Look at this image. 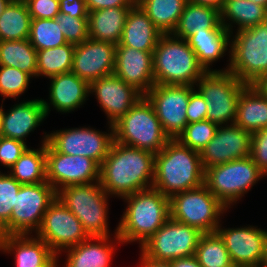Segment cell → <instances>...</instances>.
Segmentation results:
<instances>
[{"instance_id": "cell-17", "label": "cell", "mask_w": 267, "mask_h": 267, "mask_svg": "<svg viewBox=\"0 0 267 267\" xmlns=\"http://www.w3.org/2000/svg\"><path fill=\"white\" fill-rule=\"evenodd\" d=\"M216 232L222 238L234 265L241 267H260L267 239V231L257 226L221 228Z\"/></svg>"}, {"instance_id": "cell-11", "label": "cell", "mask_w": 267, "mask_h": 267, "mask_svg": "<svg viewBox=\"0 0 267 267\" xmlns=\"http://www.w3.org/2000/svg\"><path fill=\"white\" fill-rule=\"evenodd\" d=\"M56 197L57 192L47 181L21 185L10 220L0 230V236L36 233L44 213Z\"/></svg>"}, {"instance_id": "cell-30", "label": "cell", "mask_w": 267, "mask_h": 267, "mask_svg": "<svg viewBox=\"0 0 267 267\" xmlns=\"http://www.w3.org/2000/svg\"><path fill=\"white\" fill-rule=\"evenodd\" d=\"M204 29H226L221 24L220 11L187 1L172 35L186 40L194 32H201Z\"/></svg>"}, {"instance_id": "cell-51", "label": "cell", "mask_w": 267, "mask_h": 267, "mask_svg": "<svg viewBox=\"0 0 267 267\" xmlns=\"http://www.w3.org/2000/svg\"><path fill=\"white\" fill-rule=\"evenodd\" d=\"M188 1L194 4L215 8L220 12L222 11L224 6V0H188Z\"/></svg>"}, {"instance_id": "cell-4", "label": "cell", "mask_w": 267, "mask_h": 267, "mask_svg": "<svg viewBox=\"0 0 267 267\" xmlns=\"http://www.w3.org/2000/svg\"><path fill=\"white\" fill-rule=\"evenodd\" d=\"M155 84L195 86L206 72L185 39L163 34L153 51Z\"/></svg>"}, {"instance_id": "cell-48", "label": "cell", "mask_w": 267, "mask_h": 267, "mask_svg": "<svg viewBox=\"0 0 267 267\" xmlns=\"http://www.w3.org/2000/svg\"><path fill=\"white\" fill-rule=\"evenodd\" d=\"M85 3L88 11L91 12L114 7H132L136 2L134 0H85Z\"/></svg>"}, {"instance_id": "cell-49", "label": "cell", "mask_w": 267, "mask_h": 267, "mask_svg": "<svg viewBox=\"0 0 267 267\" xmlns=\"http://www.w3.org/2000/svg\"><path fill=\"white\" fill-rule=\"evenodd\" d=\"M172 267H202L195 255L170 261Z\"/></svg>"}, {"instance_id": "cell-37", "label": "cell", "mask_w": 267, "mask_h": 267, "mask_svg": "<svg viewBox=\"0 0 267 267\" xmlns=\"http://www.w3.org/2000/svg\"><path fill=\"white\" fill-rule=\"evenodd\" d=\"M195 257L202 267H229L233 265L227 248L217 232L203 233Z\"/></svg>"}, {"instance_id": "cell-41", "label": "cell", "mask_w": 267, "mask_h": 267, "mask_svg": "<svg viewBox=\"0 0 267 267\" xmlns=\"http://www.w3.org/2000/svg\"><path fill=\"white\" fill-rule=\"evenodd\" d=\"M20 184L9 173L0 171V230L9 222Z\"/></svg>"}, {"instance_id": "cell-9", "label": "cell", "mask_w": 267, "mask_h": 267, "mask_svg": "<svg viewBox=\"0 0 267 267\" xmlns=\"http://www.w3.org/2000/svg\"><path fill=\"white\" fill-rule=\"evenodd\" d=\"M263 177L247 156L206 168L204 185L229 209Z\"/></svg>"}, {"instance_id": "cell-54", "label": "cell", "mask_w": 267, "mask_h": 267, "mask_svg": "<svg viewBox=\"0 0 267 267\" xmlns=\"http://www.w3.org/2000/svg\"><path fill=\"white\" fill-rule=\"evenodd\" d=\"M11 0H0V16Z\"/></svg>"}, {"instance_id": "cell-34", "label": "cell", "mask_w": 267, "mask_h": 267, "mask_svg": "<svg viewBox=\"0 0 267 267\" xmlns=\"http://www.w3.org/2000/svg\"><path fill=\"white\" fill-rule=\"evenodd\" d=\"M31 21L24 0H11L0 16V41L28 39Z\"/></svg>"}, {"instance_id": "cell-24", "label": "cell", "mask_w": 267, "mask_h": 267, "mask_svg": "<svg viewBox=\"0 0 267 267\" xmlns=\"http://www.w3.org/2000/svg\"><path fill=\"white\" fill-rule=\"evenodd\" d=\"M46 118L42 98L17 103L7 112L3 109L0 136L26 144V137Z\"/></svg>"}, {"instance_id": "cell-5", "label": "cell", "mask_w": 267, "mask_h": 267, "mask_svg": "<svg viewBox=\"0 0 267 267\" xmlns=\"http://www.w3.org/2000/svg\"><path fill=\"white\" fill-rule=\"evenodd\" d=\"M235 33L231 35L229 64L224 71L252 85L267 74V20Z\"/></svg>"}, {"instance_id": "cell-25", "label": "cell", "mask_w": 267, "mask_h": 267, "mask_svg": "<svg viewBox=\"0 0 267 267\" xmlns=\"http://www.w3.org/2000/svg\"><path fill=\"white\" fill-rule=\"evenodd\" d=\"M110 238V236L89 237L78 245L66 249L64 252L67 253V258L64 266L110 267L113 253L115 254L116 243H122L117 235V228L114 233L115 240Z\"/></svg>"}, {"instance_id": "cell-56", "label": "cell", "mask_w": 267, "mask_h": 267, "mask_svg": "<svg viewBox=\"0 0 267 267\" xmlns=\"http://www.w3.org/2000/svg\"><path fill=\"white\" fill-rule=\"evenodd\" d=\"M2 115H3V105L1 104V106H0V135H1Z\"/></svg>"}, {"instance_id": "cell-27", "label": "cell", "mask_w": 267, "mask_h": 267, "mask_svg": "<svg viewBox=\"0 0 267 267\" xmlns=\"http://www.w3.org/2000/svg\"><path fill=\"white\" fill-rule=\"evenodd\" d=\"M231 33L227 29H204L194 32L186 41L205 71H215L210 65L222 58L231 47Z\"/></svg>"}, {"instance_id": "cell-22", "label": "cell", "mask_w": 267, "mask_h": 267, "mask_svg": "<svg viewBox=\"0 0 267 267\" xmlns=\"http://www.w3.org/2000/svg\"><path fill=\"white\" fill-rule=\"evenodd\" d=\"M0 251L13 252L16 267H57V256L50 247L30 234L0 236Z\"/></svg>"}, {"instance_id": "cell-33", "label": "cell", "mask_w": 267, "mask_h": 267, "mask_svg": "<svg viewBox=\"0 0 267 267\" xmlns=\"http://www.w3.org/2000/svg\"><path fill=\"white\" fill-rule=\"evenodd\" d=\"M188 0H137L136 4L148 15L162 34H172L178 25Z\"/></svg>"}, {"instance_id": "cell-14", "label": "cell", "mask_w": 267, "mask_h": 267, "mask_svg": "<svg viewBox=\"0 0 267 267\" xmlns=\"http://www.w3.org/2000/svg\"><path fill=\"white\" fill-rule=\"evenodd\" d=\"M109 130L107 133L90 127L60 129L48 132L47 143L56 152L84 156L101 165L114 141L113 125L109 124Z\"/></svg>"}, {"instance_id": "cell-23", "label": "cell", "mask_w": 267, "mask_h": 267, "mask_svg": "<svg viewBox=\"0 0 267 267\" xmlns=\"http://www.w3.org/2000/svg\"><path fill=\"white\" fill-rule=\"evenodd\" d=\"M50 79L49 101L42 99L46 116L53 106L57 112L70 113L80 108L89 97L90 84L75 73L68 72L55 75Z\"/></svg>"}, {"instance_id": "cell-53", "label": "cell", "mask_w": 267, "mask_h": 267, "mask_svg": "<svg viewBox=\"0 0 267 267\" xmlns=\"http://www.w3.org/2000/svg\"><path fill=\"white\" fill-rule=\"evenodd\" d=\"M260 267H267V239H266L264 257H263Z\"/></svg>"}, {"instance_id": "cell-46", "label": "cell", "mask_w": 267, "mask_h": 267, "mask_svg": "<svg viewBox=\"0 0 267 267\" xmlns=\"http://www.w3.org/2000/svg\"><path fill=\"white\" fill-rule=\"evenodd\" d=\"M206 114H207L206 100L197 89L196 90L194 89L190 93V98L186 109L187 121L188 123H194L206 120Z\"/></svg>"}, {"instance_id": "cell-6", "label": "cell", "mask_w": 267, "mask_h": 267, "mask_svg": "<svg viewBox=\"0 0 267 267\" xmlns=\"http://www.w3.org/2000/svg\"><path fill=\"white\" fill-rule=\"evenodd\" d=\"M113 135L116 142L154 154L161 151L170 139L145 96L113 124Z\"/></svg>"}, {"instance_id": "cell-40", "label": "cell", "mask_w": 267, "mask_h": 267, "mask_svg": "<svg viewBox=\"0 0 267 267\" xmlns=\"http://www.w3.org/2000/svg\"><path fill=\"white\" fill-rule=\"evenodd\" d=\"M31 75L17 68L0 65V95L5 98L21 96L28 89Z\"/></svg>"}, {"instance_id": "cell-16", "label": "cell", "mask_w": 267, "mask_h": 267, "mask_svg": "<svg viewBox=\"0 0 267 267\" xmlns=\"http://www.w3.org/2000/svg\"><path fill=\"white\" fill-rule=\"evenodd\" d=\"M46 180L56 192L70 185L95 183L100 180V165L84 156L56 152L46 142Z\"/></svg>"}, {"instance_id": "cell-35", "label": "cell", "mask_w": 267, "mask_h": 267, "mask_svg": "<svg viewBox=\"0 0 267 267\" xmlns=\"http://www.w3.org/2000/svg\"><path fill=\"white\" fill-rule=\"evenodd\" d=\"M0 65L37 77V50L28 39L0 41Z\"/></svg>"}, {"instance_id": "cell-15", "label": "cell", "mask_w": 267, "mask_h": 267, "mask_svg": "<svg viewBox=\"0 0 267 267\" xmlns=\"http://www.w3.org/2000/svg\"><path fill=\"white\" fill-rule=\"evenodd\" d=\"M194 89L195 86L190 85L155 84L145 95L170 139H177L188 124L186 109Z\"/></svg>"}, {"instance_id": "cell-38", "label": "cell", "mask_w": 267, "mask_h": 267, "mask_svg": "<svg viewBox=\"0 0 267 267\" xmlns=\"http://www.w3.org/2000/svg\"><path fill=\"white\" fill-rule=\"evenodd\" d=\"M28 40L36 50L67 44L56 18L32 19Z\"/></svg>"}, {"instance_id": "cell-31", "label": "cell", "mask_w": 267, "mask_h": 267, "mask_svg": "<svg viewBox=\"0 0 267 267\" xmlns=\"http://www.w3.org/2000/svg\"><path fill=\"white\" fill-rule=\"evenodd\" d=\"M47 139L48 134L45 132L41 147L38 149L27 148L7 173L22 185L46 182Z\"/></svg>"}, {"instance_id": "cell-52", "label": "cell", "mask_w": 267, "mask_h": 267, "mask_svg": "<svg viewBox=\"0 0 267 267\" xmlns=\"http://www.w3.org/2000/svg\"><path fill=\"white\" fill-rule=\"evenodd\" d=\"M264 97L267 98V74L261 76L254 84H252Z\"/></svg>"}, {"instance_id": "cell-18", "label": "cell", "mask_w": 267, "mask_h": 267, "mask_svg": "<svg viewBox=\"0 0 267 267\" xmlns=\"http://www.w3.org/2000/svg\"><path fill=\"white\" fill-rule=\"evenodd\" d=\"M252 133L236 124L219 126L213 138L200 152L204 170L250 156Z\"/></svg>"}, {"instance_id": "cell-12", "label": "cell", "mask_w": 267, "mask_h": 267, "mask_svg": "<svg viewBox=\"0 0 267 267\" xmlns=\"http://www.w3.org/2000/svg\"><path fill=\"white\" fill-rule=\"evenodd\" d=\"M202 235L199 229L169 218L140 250L147 258L170 262L195 255Z\"/></svg>"}, {"instance_id": "cell-8", "label": "cell", "mask_w": 267, "mask_h": 267, "mask_svg": "<svg viewBox=\"0 0 267 267\" xmlns=\"http://www.w3.org/2000/svg\"><path fill=\"white\" fill-rule=\"evenodd\" d=\"M196 88L207 104L206 120L218 126L234 124L241 92L248 86L229 70L206 71Z\"/></svg>"}, {"instance_id": "cell-39", "label": "cell", "mask_w": 267, "mask_h": 267, "mask_svg": "<svg viewBox=\"0 0 267 267\" xmlns=\"http://www.w3.org/2000/svg\"><path fill=\"white\" fill-rule=\"evenodd\" d=\"M218 125L209 120L188 123L177 139L190 149L201 152L215 135Z\"/></svg>"}, {"instance_id": "cell-29", "label": "cell", "mask_w": 267, "mask_h": 267, "mask_svg": "<svg viewBox=\"0 0 267 267\" xmlns=\"http://www.w3.org/2000/svg\"><path fill=\"white\" fill-rule=\"evenodd\" d=\"M234 124L251 133L267 127V98L253 85L241 92Z\"/></svg>"}, {"instance_id": "cell-26", "label": "cell", "mask_w": 267, "mask_h": 267, "mask_svg": "<svg viewBox=\"0 0 267 267\" xmlns=\"http://www.w3.org/2000/svg\"><path fill=\"white\" fill-rule=\"evenodd\" d=\"M162 35L148 15L135 3L127 14L119 44L140 51H154Z\"/></svg>"}, {"instance_id": "cell-44", "label": "cell", "mask_w": 267, "mask_h": 267, "mask_svg": "<svg viewBox=\"0 0 267 267\" xmlns=\"http://www.w3.org/2000/svg\"><path fill=\"white\" fill-rule=\"evenodd\" d=\"M27 148V145L22 141L0 136L1 166L10 169Z\"/></svg>"}, {"instance_id": "cell-2", "label": "cell", "mask_w": 267, "mask_h": 267, "mask_svg": "<svg viewBox=\"0 0 267 267\" xmlns=\"http://www.w3.org/2000/svg\"><path fill=\"white\" fill-rule=\"evenodd\" d=\"M204 174L200 153L178 139H169L165 147L155 154L152 188L170 198L175 193L201 187Z\"/></svg>"}, {"instance_id": "cell-36", "label": "cell", "mask_w": 267, "mask_h": 267, "mask_svg": "<svg viewBox=\"0 0 267 267\" xmlns=\"http://www.w3.org/2000/svg\"><path fill=\"white\" fill-rule=\"evenodd\" d=\"M75 45L37 50V77L50 78L62 73L71 72Z\"/></svg>"}, {"instance_id": "cell-47", "label": "cell", "mask_w": 267, "mask_h": 267, "mask_svg": "<svg viewBox=\"0 0 267 267\" xmlns=\"http://www.w3.org/2000/svg\"><path fill=\"white\" fill-rule=\"evenodd\" d=\"M60 13L76 18H88L85 0H59Z\"/></svg>"}, {"instance_id": "cell-28", "label": "cell", "mask_w": 267, "mask_h": 267, "mask_svg": "<svg viewBox=\"0 0 267 267\" xmlns=\"http://www.w3.org/2000/svg\"><path fill=\"white\" fill-rule=\"evenodd\" d=\"M130 9L114 7L89 12V38L119 44Z\"/></svg>"}, {"instance_id": "cell-13", "label": "cell", "mask_w": 267, "mask_h": 267, "mask_svg": "<svg viewBox=\"0 0 267 267\" xmlns=\"http://www.w3.org/2000/svg\"><path fill=\"white\" fill-rule=\"evenodd\" d=\"M35 234L57 256V267L58 255L62 251L89 238L80 220L57 197L44 213L41 226Z\"/></svg>"}, {"instance_id": "cell-45", "label": "cell", "mask_w": 267, "mask_h": 267, "mask_svg": "<svg viewBox=\"0 0 267 267\" xmlns=\"http://www.w3.org/2000/svg\"><path fill=\"white\" fill-rule=\"evenodd\" d=\"M32 19H55L60 14L59 0H24Z\"/></svg>"}, {"instance_id": "cell-7", "label": "cell", "mask_w": 267, "mask_h": 267, "mask_svg": "<svg viewBox=\"0 0 267 267\" xmlns=\"http://www.w3.org/2000/svg\"><path fill=\"white\" fill-rule=\"evenodd\" d=\"M57 198L80 220L89 237L110 236L109 194L100 181L70 185L57 191Z\"/></svg>"}, {"instance_id": "cell-21", "label": "cell", "mask_w": 267, "mask_h": 267, "mask_svg": "<svg viewBox=\"0 0 267 267\" xmlns=\"http://www.w3.org/2000/svg\"><path fill=\"white\" fill-rule=\"evenodd\" d=\"M113 74L145 96L155 85L153 51H140L116 44Z\"/></svg>"}, {"instance_id": "cell-3", "label": "cell", "mask_w": 267, "mask_h": 267, "mask_svg": "<svg viewBox=\"0 0 267 267\" xmlns=\"http://www.w3.org/2000/svg\"><path fill=\"white\" fill-rule=\"evenodd\" d=\"M127 207L117 225L122 244L139 242L141 246L170 218V199L150 188L125 196Z\"/></svg>"}, {"instance_id": "cell-55", "label": "cell", "mask_w": 267, "mask_h": 267, "mask_svg": "<svg viewBox=\"0 0 267 267\" xmlns=\"http://www.w3.org/2000/svg\"><path fill=\"white\" fill-rule=\"evenodd\" d=\"M261 6L267 7V0H249Z\"/></svg>"}, {"instance_id": "cell-50", "label": "cell", "mask_w": 267, "mask_h": 267, "mask_svg": "<svg viewBox=\"0 0 267 267\" xmlns=\"http://www.w3.org/2000/svg\"><path fill=\"white\" fill-rule=\"evenodd\" d=\"M140 263L144 267H172L170 262H165V261H156L150 258L145 257L142 253L140 254Z\"/></svg>"}, {"instance_id": "cell-10", "label": "cell", "mask_w": 267, "mask_h": 267, "mask_svg": "<svg viewBox=\"0 0 267 267\" xmlns=\"http://www.w3.org/2000/svg\"><path fill=\"white\" fill-rule=\"evenodd\" d=\"M170 218L199 229L202 233L216 232L220 216L228 208L203 184L170 198Z\"/></svg>"}, {"instance_id": "cell-1", "label": "cell", "mask_w": 267, "mask_h": 267, "mask_svg": "<svg viewBox=\"0 0 267 267\" xmlns=\"http://www.w3.org/2000/svg\"><path fill=\"white\" fill-rule=\"evenodd\" d=\"M155 176V154L113 141L100 165V184L115 197L123 198L152 188Z\"/></svg>"}, {"instance_id": "cell-20", "label": "cell", "mask_w": 267, "mask_h": 267, "mask_svg": "<svg viewBox=\"0 0 267 267\" xmlns=\"http://www.w3.org/2000/svg\"><path fill=\"white\" fill-rule=\"evenodd\" d=\"M89 94L96 96L100 108L107 115L108 125L123 117L144 96L115 74L91 82Z\"/></svg>"}, {"instance_id": "cell-19", "label": "cell", "mask_w": 267, "mask_h": 267, "mask_svg": "<svg viewBox=\"0 0 267 267\" xmlns=\"http://www.w3.org/2000/svg\"><path fill=\"white\" fill-rule=\"evenodd\" d=\"M116 44L88 38L75 45L71 72L89 84L112 75L115 67Z\"/></svg>"}, {"instance_id": "cell-42", "label": "cell", "mask_w": 267, "mask_h": 267, "mask_svg": "<svg viewBox=\"0 0 267 267\" xmlns=\"http://www.w3.org/2000/svg\"><path fill=\"white\" fill-rule=\"evenodd\" d=\"M56 20L67 43L77 45L89 38L88 18H76L60 13Z\"/></svg>"}, {"instance_id": "cell-43", "label": "cell", "mask_w": 267, "mask_h": 267, "mask_svg": "<svg viewBox=\"0 0 267 267\" xmlns=\"http://www.w3.org/2000/svg\"><path fill=\"white\" fill-rule=\"evenodd\" d=\"M250 158L267 176V127L254 131L251 136Z\"/></svg>"}, {"instance_id": "cell-32", "label": "cell", "mask_w": 267, "mask_h": 267, "mask_svg": "<svg viewBox=\"0 0 267 267\" xmlns=\"http://www.w3.org/2000/svg\"><path fill=\"white\" fill-rule=\"evenodd\" d=\"M221 15V24L231 33L233 27L238 25L236 31L250 28L267 20V7L249 0L224 2ZM233 24H235L233 26Z\"/></svg>"}, {"instance_id": "cell-57", "label": "cell", "mask_w": 267, "mask_h": 267, "mask_svg": "<svg viewBox=\"0 0 267 267\" xmlns=\"http://www.w3.org/2000/svg\"><path fill=\"white\" fill-rule=\"evenodd\" d=\"M232 1H240V0H224V2H232Z\"/></svg>"}, {"instance_id": "cell-58", "label": "cell", "mask_w": 267, "mask_h": 267, "mask_svg": "<svg viewBox=\"0 0 267 267\" xmlns=\"http://www.w3.org/2000/svg\"><path fill=\"white\" fill-rule=\"evenodd\" d=\"M229 267H241V266H237V265H234V264H233V265H231V266H229Z\"/></svg>"}]
</instances>
